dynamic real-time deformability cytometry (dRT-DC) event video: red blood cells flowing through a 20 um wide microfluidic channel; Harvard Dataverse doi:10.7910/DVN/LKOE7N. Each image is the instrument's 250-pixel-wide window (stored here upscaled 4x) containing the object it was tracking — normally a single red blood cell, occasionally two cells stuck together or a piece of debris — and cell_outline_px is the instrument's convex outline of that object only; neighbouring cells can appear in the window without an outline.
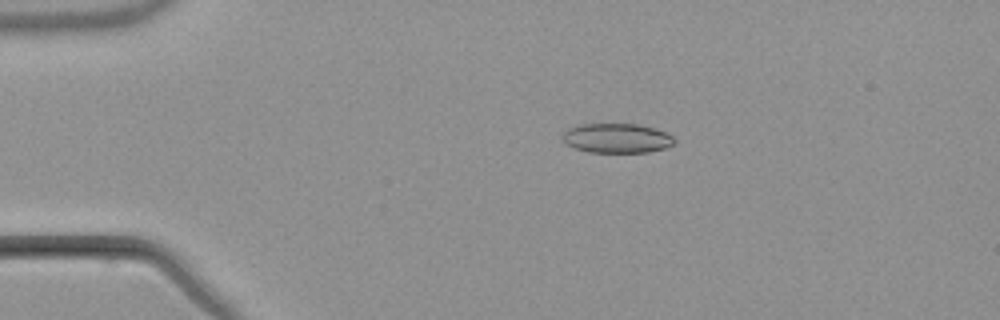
{"species": "common noctule bat (a hibernating species)", "species_latin": "Nyctalus noctula", "temperature_condition": "warm", "stored_images_in_passage": 4, "camera_frame_rate_fps": 3000, "um_per_image_px": 0.085, "animal": {"sex": "male", "body_mass_g": 21.5, "forearm_length_mm": 52.0}, "frame": {"image": 1, "passage_image": 3, "time_ms": 2.667, "image_size_px": [1000, 320], "cell_outline_px": [[676, 140], [672, 144], [664, 148], [648, 152], [588, 152], [564, 144], [564, 132], [568, 128], [580, 124], [640, 124], [656, 128], [668, 132]], "centroid_in_image_um": [52.45, 11.73], "position_along_channel_um": 32.5, "area_um2": 19.31}}